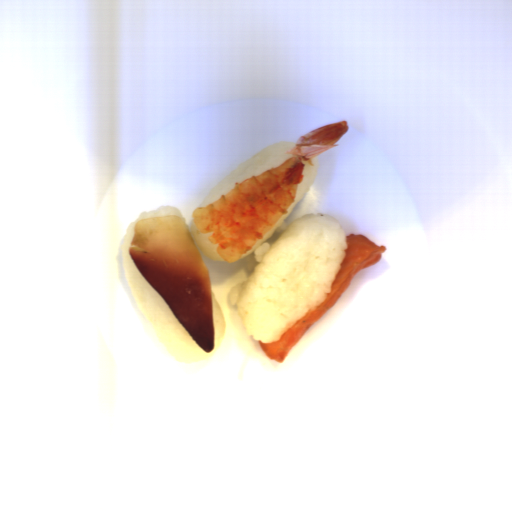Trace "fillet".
<instances>
[{
  "instance_id": "obj_1",
  "label": "fillet",
  "mask_w": 512,
  "mask_h": 512,
  "mask_svg": "<svg viewBox=\"0 0 512 512\" xmlns=\"http://www.w3.org/2000/svg\"><path fill=\"white\" fill-rule=\"evenodd\" d=\"M129 255L145 281L205 352L215 350L210 270L183 218L136 221Z\"/></svg>"
},
{
  "instance_id": "obj_2",
  "label": "fillet",
  "mask_w": 512,
  "mask_h": 512,
  "mask_svg": "<svg viewBox=\"0 0 512 512\" xmlns=\"http://www.w3.org/2000/svg\"><path fill=\"white\" fill-rule=\"evenodd\" d=\"M346 239L345 257L331 284L330 293H326L325 300L313 311L311 309L307 311L299 321L281 335L279 340L271 343H262L259 340V347L269 360H274L280 364L284 363L290 350L306 331L336 304L341 295L351 286L359 271L377 263L387 250V246H377L361 234L351 233L346 235Z\"/></svg>"
}]
</instances>
